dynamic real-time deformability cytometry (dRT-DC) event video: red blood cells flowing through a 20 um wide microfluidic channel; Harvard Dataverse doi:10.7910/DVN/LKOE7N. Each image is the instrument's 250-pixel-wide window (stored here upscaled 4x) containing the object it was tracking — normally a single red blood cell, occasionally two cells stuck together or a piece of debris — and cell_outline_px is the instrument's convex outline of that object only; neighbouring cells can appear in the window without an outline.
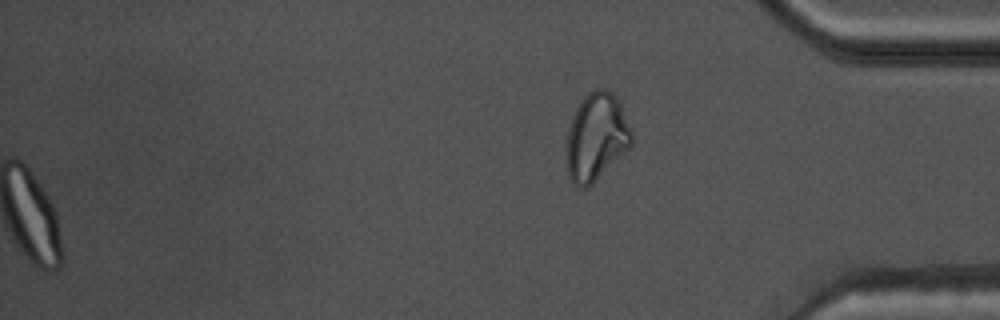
{"species": "common noctule bat (a hibernating species)", "species_latin": "Nyctalus noctula", "temperature_condition": "warm", "stored_images_in_passage": 39, "segment_of_instrument_passage": [2, 2], "camera_frame_rate_fps": 3000, "um_per_image_px": 0.085, "animal": {"sex": "male", "body_mass_g": 17.5, "forearm_length_mm": 52.3}, "frame": {"image": 1, "passage_image": 39, "time_ms": 12.667, "image_size_px": [1000, 320], "cell_outline_px": [[632, 144], [588, 188], [580, 188], [572, 184], [568, 176], [564, 160], [564, 152], [568, 128], [572, 116], [576, 108], [584, 96], [592, 88], [604, 88], [612, 92], [616, 96], [632, 128]], "centroid_in_image_um": [50.63, 11.65], "position_along_channel_um": 384.6, "area_um2": 33.93}}